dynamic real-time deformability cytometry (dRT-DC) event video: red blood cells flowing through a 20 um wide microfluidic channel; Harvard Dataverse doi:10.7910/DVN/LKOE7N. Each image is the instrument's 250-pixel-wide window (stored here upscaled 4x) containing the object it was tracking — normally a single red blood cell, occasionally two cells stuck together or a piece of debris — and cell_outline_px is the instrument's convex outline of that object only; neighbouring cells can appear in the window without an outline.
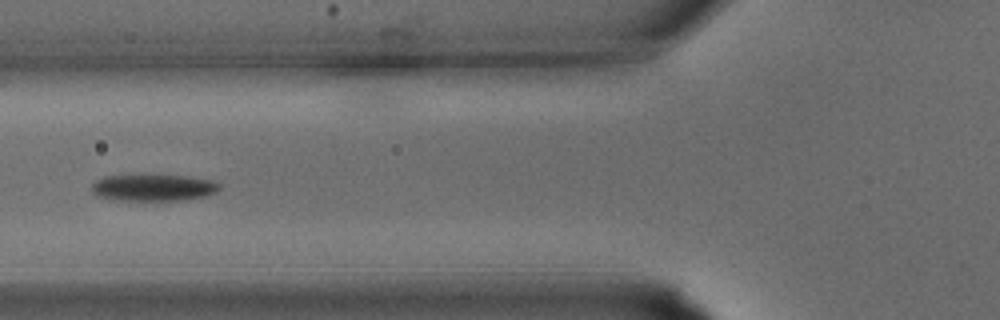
{"species": "common noctule bat (a hibernating species)", "species_latin": "Nyctalus noctula", "temperature_condition": "warm", "stored_images_in_passage": 34, "camera_frame_rate_fps": 3000, "um_per_image_px": 0.085, "animal": {"sex": "male", "body_mass_g": 15.6}, "frame": {"image": 1, "passage_image": 12, "time_ms": 3.667, "image_size_px": [1000, 320], "cell_outline_px": [[220, 188], [216, 192], [204, 196], [180, 200], [112, 200], [96, 196], [92, 192], [92, 184], [96, 180], [104, 176], [188, 176], [212, 180], [220, 184]], "centroid_in_image_um": [13.01, 15.96], "position_along_channel_um": 112.8, "area_um2": 19.65}}
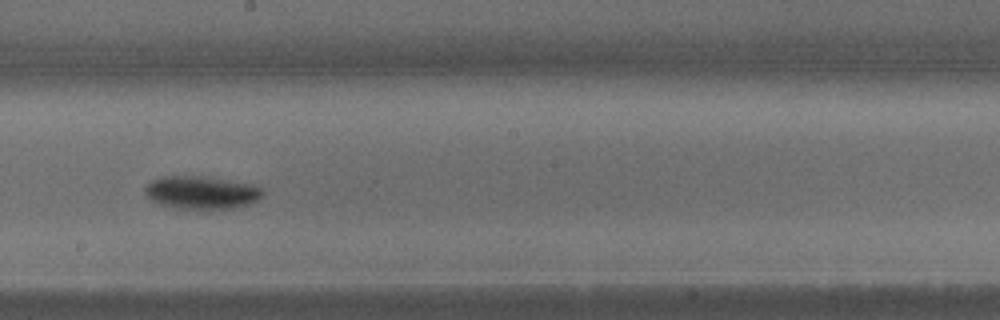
{"frame": {"image": 2, "passage_image": 18, "time_ms": 5.667, "image_size_px": [1000, 320], "cell_outline_px": [[264, 192], [256, 200], [248, 204], [232, 208], [184, 208], [160, 204], [152, 200], [144, 192], [144, 188], [152, 180], [164, 176], [200, 176], [252, 184], [264, 188]], "centroid_in_image_um": [17.13, 16.34], "position_along_channel_um": 231.1, "area_um2": 22.08}}
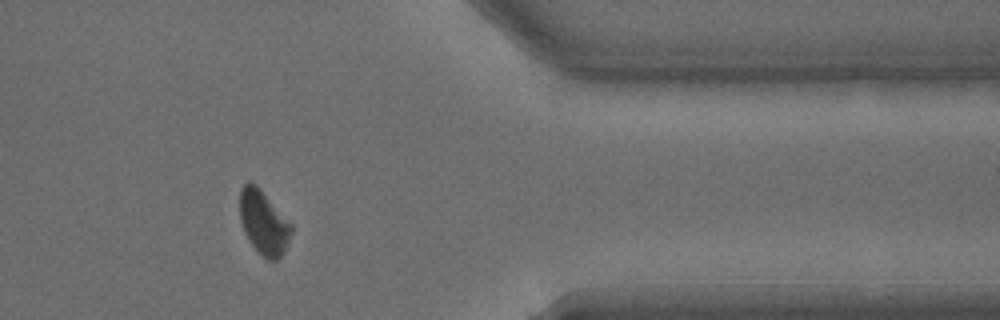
{"frame": {"image": 3, "passage_image": 27, "time_ms": 8.667, "image_size_px": [1000, 320], "cell_outline_px": [[292, 232], [284, 252], [276, 260], [268, 260], [256, 252], [248, 240], [244, 232], [240, 220], [240, 192], [244, 184], [248, 180], [256, 184], [260, 188], [292, 224]], "centroid_in_image_um": [22.4, 18.92], "position_along_channel_um": 389.0, "area_um2": 19.36}}